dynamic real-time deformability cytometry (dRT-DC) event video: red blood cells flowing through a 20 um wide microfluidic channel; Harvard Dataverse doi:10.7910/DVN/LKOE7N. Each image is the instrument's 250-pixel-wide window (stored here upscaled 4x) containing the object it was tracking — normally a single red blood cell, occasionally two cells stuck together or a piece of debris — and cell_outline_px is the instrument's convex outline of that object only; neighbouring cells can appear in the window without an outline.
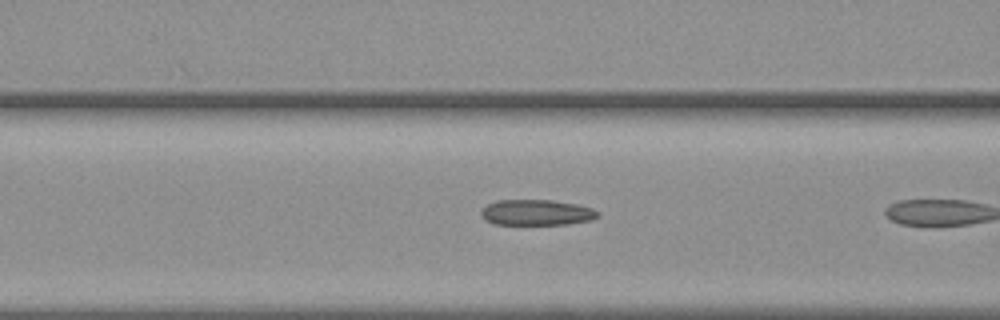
{"species": "common noctule bat (a hibernating species)", "species_latin": "Nyctalus noctula", "temperature_condition": "warm", "stored_images_in_passage": 11, "camera_frame_rate_fps": 3000, "um_per_image_px": 0.085, "animal": {"sex": "female", "body_mass_g": 19.3, "forearm_length_mm": 54.1}, "frame": {"image": 1, "passage_image": 10, "time_ms": 3.0, "image_size_px": [1000, 320], "cell_outline_px": [[600, 216], [592, 220], [568, 224], [496, 224], [484, 220], [480, 212], [488, 204], [496, 200], [552, 200], [576, 204], [592, 208], [600, 212]], "centroid_in_image_um": [45.64, 18.06], "position_along_channel_um": 121.0, "area_um2": 17.51}}